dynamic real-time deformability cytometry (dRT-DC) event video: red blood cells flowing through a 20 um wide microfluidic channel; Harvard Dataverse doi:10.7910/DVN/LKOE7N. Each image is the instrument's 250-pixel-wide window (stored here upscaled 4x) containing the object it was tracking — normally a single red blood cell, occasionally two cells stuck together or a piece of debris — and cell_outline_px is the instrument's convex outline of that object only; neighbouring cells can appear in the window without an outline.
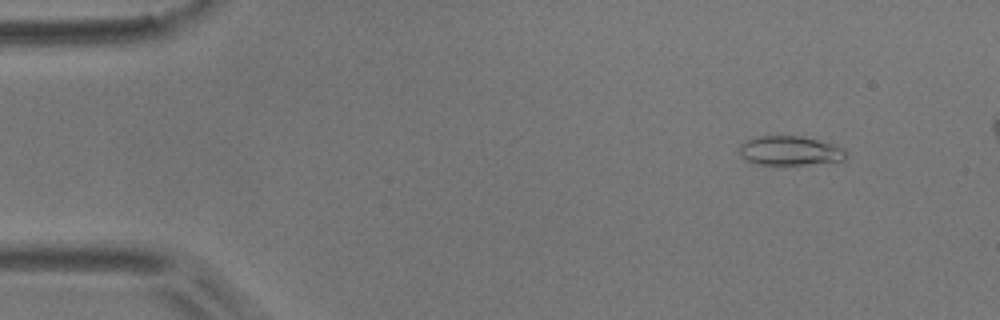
{"species": "common noctule bat (a hibernating species)", "species_latin": "Nyctalus noctula", "temperature_condition": "room temperature", "stored_images_in_passage": 5, "camera_frame_rate_fps": 3000, "um_per_image_px": 0.085, "animal": {"sex": "male", "body_mass_g": 17.9}, "frame": {"image": 1, "passage_image": 2, "time_ms": 0.333, "image_size_px": [1000, 320], "cell_outline_px": [[844, 160], [804, 164], [756, 164], [740, 156], [740, 144], [756, 136], [800, 136], [832, 144], [844, 148]], "centroid_in_image_um": [67.1, 12.8], "position_along_channel_um": 17.9, "area_um2": 17.74}}
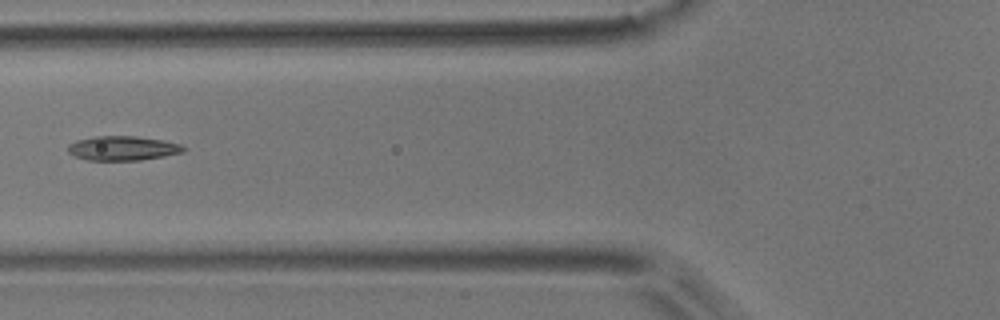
{"frame": {"image": 2, "passage_image": 5, "time_ms": 1.333, "image_size_px": [1000, 320], "cell_outline_px": [[188, 148], [184, 152], [164, 156], [140, 160], [88, 160], [76, 156], [68, 152], [68, 144], [76, 140], [96, 136], [136, 136], [164, 140], [180, 144]], "centroid_in_image_um": [10.46, 12.59], "position_along_channel_um": 115.3, "area_um2": 16.47}}